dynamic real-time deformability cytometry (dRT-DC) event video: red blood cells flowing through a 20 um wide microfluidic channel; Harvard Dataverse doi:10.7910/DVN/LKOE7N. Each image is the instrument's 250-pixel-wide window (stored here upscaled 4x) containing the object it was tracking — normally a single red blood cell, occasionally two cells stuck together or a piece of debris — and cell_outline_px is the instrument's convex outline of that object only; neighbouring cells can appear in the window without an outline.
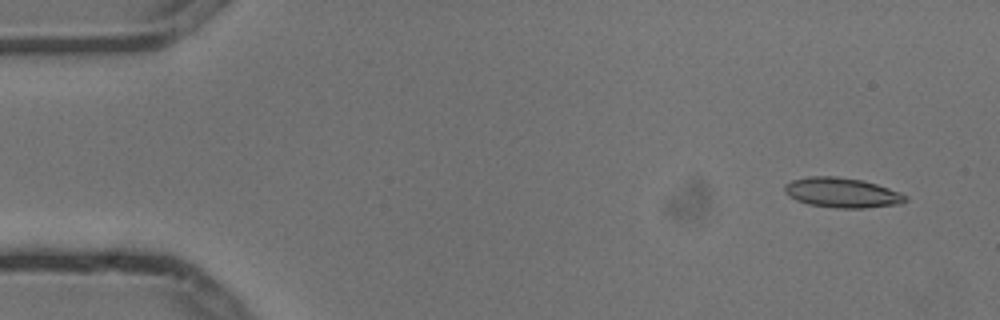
{"species": "common noctule bat (a hibernating species)", "species_latin": "Nyctalus noctula", "temperature_condition": "cold", "stored_images_in_passage": 5, "camera_frame_rate_fps": 3000, "um_per_image_px": 0.085, "animal": {"sex": "male", "body_mass_g": 13.3}, "frame": {"image": 1, "passage_image": 1, "time_ms": 0.0, "image_size_px": [1000, 320], "cell_outline_px": [[908, 200], [900, 204], [864, 208], [836, 208], [808, 204], [796, 200], [788, 196], [784, 192], [784, 184], [792, 180], [808, 176], [836, 176], [864, 180], [900, 192], [908, 196]], "centroid_in_image_um": [71.56, 16.37], "position_along_channel_um": 13.4, "area_um2": 21.27}}
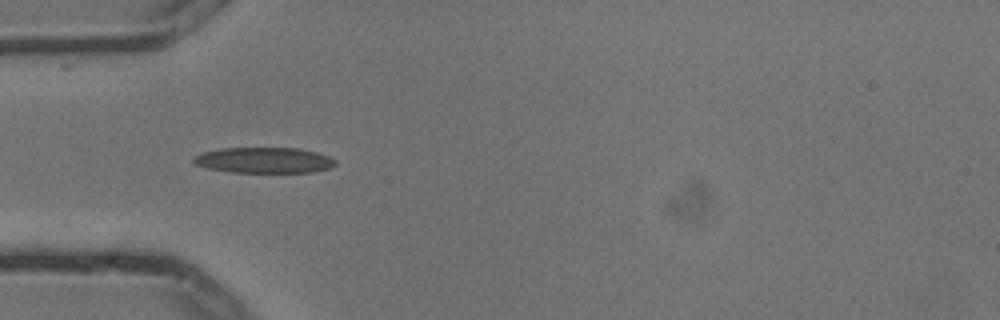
{"frame": {"image": 2, "passage_image": 4, "time_ms": 1.0, "image_size_px": [1000, 320], "cell_outline_px": [[336, 164], [332, 168], [312, 172], [228, 172], [208, 168], [196, 164], [192, 160], [196, 156], [204, 152], [220, 148], [296, 148], [316, 152], [328, 156], [336, 160]], "centroid_in_image_um": [22.48, 13.62], "position_along_channel_um": 62.5, "area_um2": 21.15}}
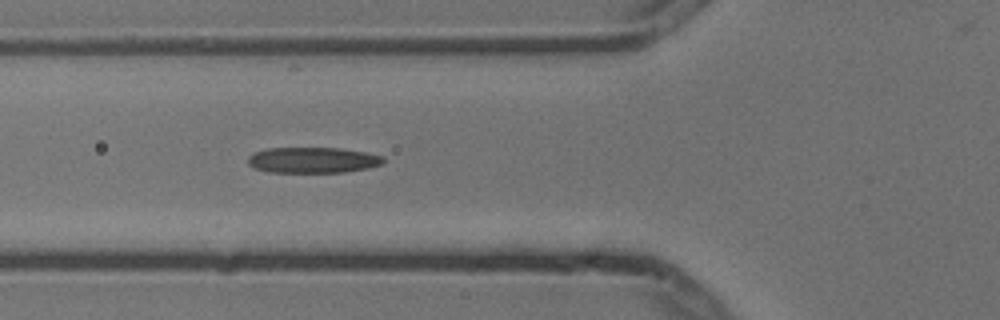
{"frame": {"image": 3, "passage_image": 5, "time_ms": 1.333, "image_size_px": [1000, 320], "cell_outline_px": [[384, 164], [368, 168], [344, 172], [272, 172], [256, 168], [248, 164], [248, 156], [256, 152], [268, 148], [340, 148], [364, 152], [384, 156]], "centroid_in_image_um": [26.63, 13.6], "position_along_channel_um": 99.2, "area_um2": 20.23}}